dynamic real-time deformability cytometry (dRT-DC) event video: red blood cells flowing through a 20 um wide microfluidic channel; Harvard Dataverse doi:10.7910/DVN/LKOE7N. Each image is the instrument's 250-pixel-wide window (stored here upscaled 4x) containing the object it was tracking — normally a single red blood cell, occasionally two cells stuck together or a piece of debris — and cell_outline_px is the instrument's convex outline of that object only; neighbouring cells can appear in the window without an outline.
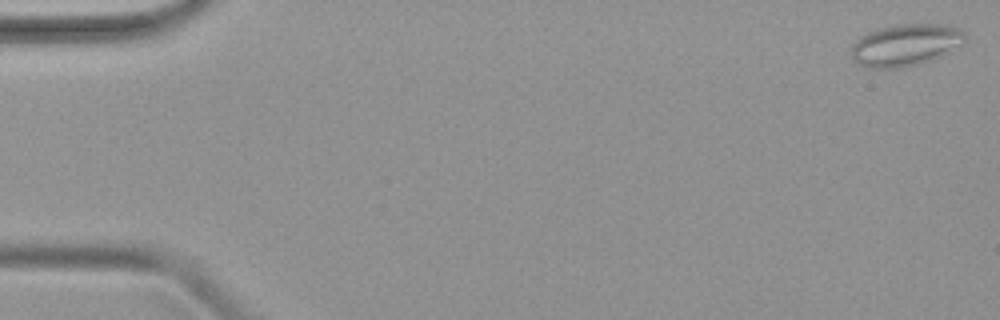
{"species": "common noctule bat (a hibernating species)", "species_latin": "Nyctalus noctula", "temperature_condition": "warm", "stored_images_in_passage": 48, "camera_frame_rate_fps": 3000, "um_per_image_px": 0.085, "animal": {"sex": "female", "body_mass_g": 19.9}, "frame": {"image": 1, "passage_image": 1, "time_ms": 0.0, "image_size_px": [1000, 320], "cell_outline_px": [[964, 44], [932, 60], [920, 64], [904, 68], [868, 68], [852, 60], [852, 44], [860, 36], [868, 32], [880, 28], [896, 24], [948, 24], [964, 32]], "centroid_in_image_um": [76.96, 3.83], "position_along_channel_um": 8.0, "area_um2": 27.98}}
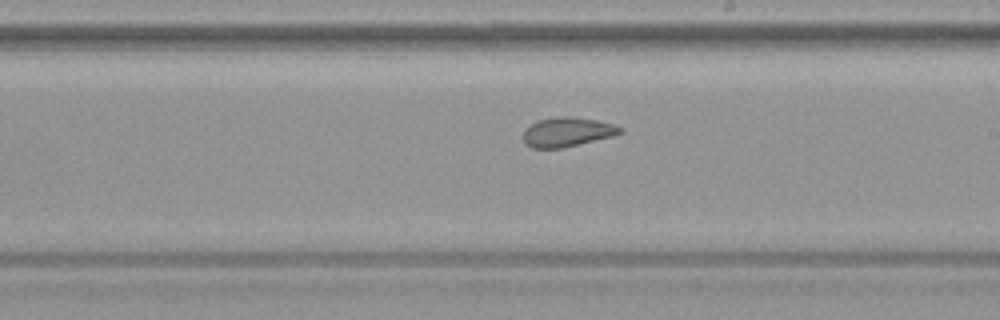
{"frame": {"image": 2, "passage_image": 28, "time_ms": 9.0, "image_size_px": [1000, 320], "cell_outline_px": [[624, 132], [612, 136], [560, 148], [532, 148], [524, 144], [524, 128], [540, 120], [556, 116], [572, 116], [596, 120], [612, 124], [624, 128]], "centroid_in_image_um": [48.21, 11.21], "position_along_channel_um": 240.8, "area_um2": 16.47}}
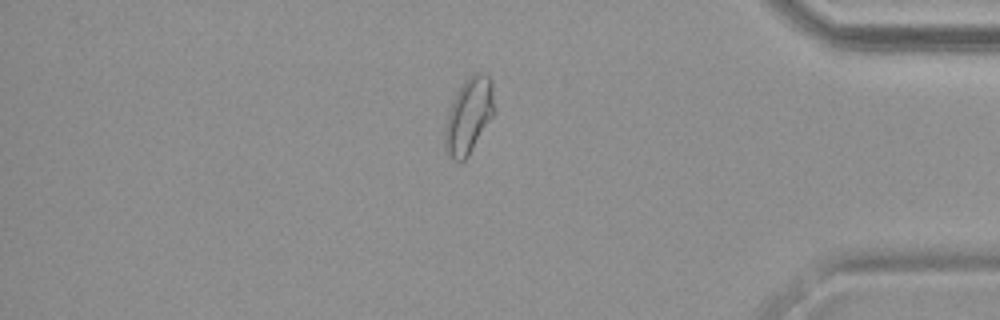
{"frame": {"image": 3, "passage_image": 41, "time_ms": 13.333, "image_size_px": [1000, 320], "cell_outline_px": [[492, 116], [468, 156], [460, 164], [444, 152], [444, 132], [448, 112], [452, 100], [460, 84], [472, 72], [488, 72], [492, 80]], "centroid_in_image_um": [39.8, 9.81], "position_along_channel_um": 395.4, "area_um2": 21.91}}